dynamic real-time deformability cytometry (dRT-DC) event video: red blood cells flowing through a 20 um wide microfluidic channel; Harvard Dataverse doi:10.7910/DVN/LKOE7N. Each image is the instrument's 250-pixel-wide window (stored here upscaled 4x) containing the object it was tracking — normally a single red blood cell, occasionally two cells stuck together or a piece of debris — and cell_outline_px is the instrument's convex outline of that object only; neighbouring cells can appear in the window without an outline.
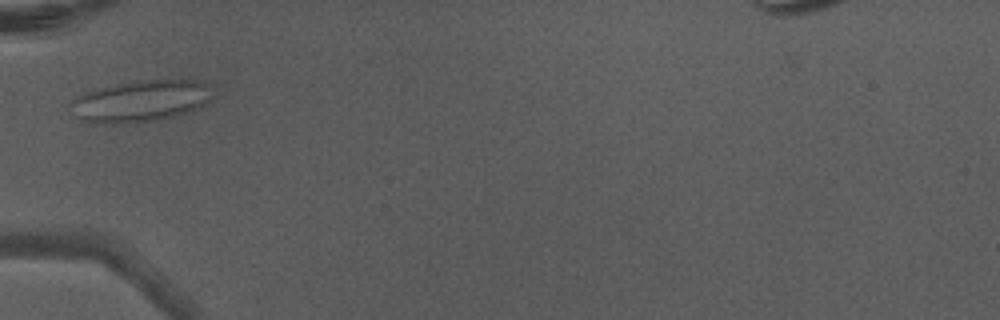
{"species": "Egyptian fruit bat (a non-hibernating species)", "species_latin": "Rousettus aegyptiacus", "temperature_condition": "warm", "stored_images_in_passage": 2, "camera_frame_rate_fps": 3000, "um_per_image_px": 0.085, "animal": {"sex": "male"}, "frame": {"image": 1, "passage_image": 2, "time_ms": 0.333, "image_size_px": [1000, 320], "cell_outline_px": [[208, 100], [200, 108], [172, 116], [152, 120], [112, 124], [84, 120], [72, 116], [68, 104], [76, 96], [84, 92], [120, 84], [152, 80], [196, 80], [204, 84]], "centroid_in_image_um": [11.82, 8.61], "position_along_channel_um": 73.2, "area_um2": 33.18}}